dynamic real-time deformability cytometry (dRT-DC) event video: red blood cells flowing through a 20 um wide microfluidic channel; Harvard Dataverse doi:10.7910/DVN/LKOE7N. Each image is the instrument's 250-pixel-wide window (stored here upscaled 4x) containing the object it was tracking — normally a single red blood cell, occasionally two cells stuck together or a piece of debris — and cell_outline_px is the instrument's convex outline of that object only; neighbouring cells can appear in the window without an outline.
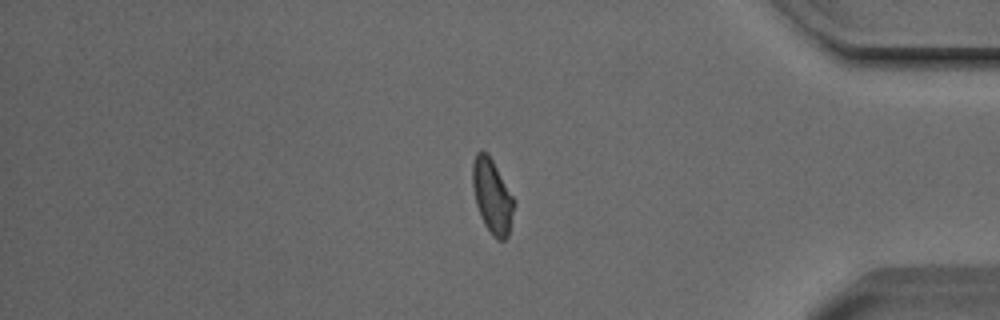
{"species": "Egyptian fruit bat (a non-hibernating species)", "species_latin": "Rousettus aegyptiacus", "temperature_condition": "cold", "stored_images_in_passage": 27, "camera_frame_rate_fps": 3000, "um_per_image_px": 0.085, "animal": {"sex": "male"}, "frame": {"image": 1, "passage_image": 27, "time_ms": 8.667, "image_size_px": [1000, 320], "cell_outline_px": [[516, 204], [508, 236], [504, 240], [496, 240], [492, 236], [484, 224], [476, 204], [472, 184], [472, 164], [476, 152], [484, 152], [492, 160], [516, 200]], "centroid_in_image_um": [41.86, 16.72], "position_along_channel_um": 393.3, "area_um2": 18.03}, "authors_computed_cell_mechanics": {"area_um2": 16.473, "velocity_mm_per_s": 3.7935, "shape_relaxation_time_tau1_ms": 5.1004, "shape_relaxation_time_tau2_ms": 2.5542, "deformation_change_tau1": 0.1527, "deformation_change_tau2": 0.0616}}